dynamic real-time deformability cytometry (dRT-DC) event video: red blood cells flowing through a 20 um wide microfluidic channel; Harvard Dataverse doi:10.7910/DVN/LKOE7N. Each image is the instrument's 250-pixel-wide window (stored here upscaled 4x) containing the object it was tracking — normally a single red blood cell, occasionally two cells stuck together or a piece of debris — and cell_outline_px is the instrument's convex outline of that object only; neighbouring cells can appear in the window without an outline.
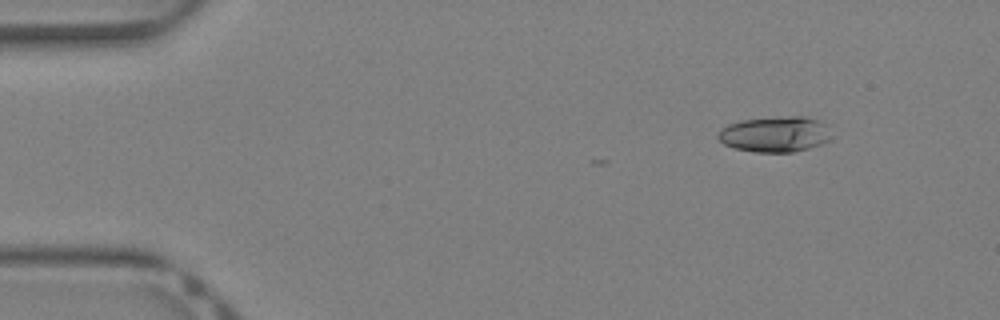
{"species": "Egyptian fruit bat (a non-hibernating species)", "species_latin": "Rousettus aegyptiacus", "temperature_condition": "warm", "stored_images_in_passage": 28, "camera_frame_rate_fps": 3000, "um_per_image_px": 0.085, "animal": {"sex": "female"}, "frame": {"image": 1, "passage_image": 1, "time_ms": 0.0, "image_size_px": [1000, 320], "cell_outline_px": [[832, 140], [808, 148], [792, 152], [752, 152], [736, 148], [724, 144], [716, 136], [720, 128], [728, 124], [740, 120], [788, 116], [804, 116], [816, 120], [824, 124], [832, 136]], "centroid_in_image_um": [65.85, 11.41], "position_along_channel_um": 19.1, "area_um2": 23.52}}
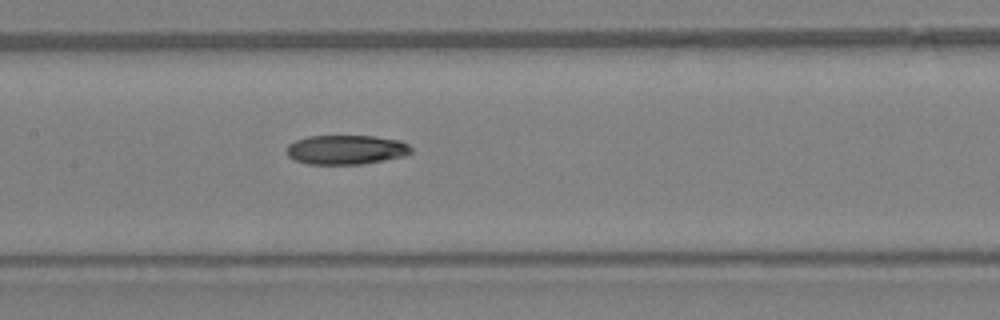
{"frame": {"image": 2, "passage_image": 16, "time_ms": 5.0, "image_size_px": [1000, 320], "cell_outline_px": [[412, 152], [404, 156], [360, 164], [308, 164], [296, 160], [288, 156], [288, 144], [296, 140], [308, 136], [372, 136], [400, 140], [408, 144], [412, 148]], "centroid_in_image_um": [29.43, 12.72], "position_along_channel_um": 178.0, "area_um2": 21.15}}
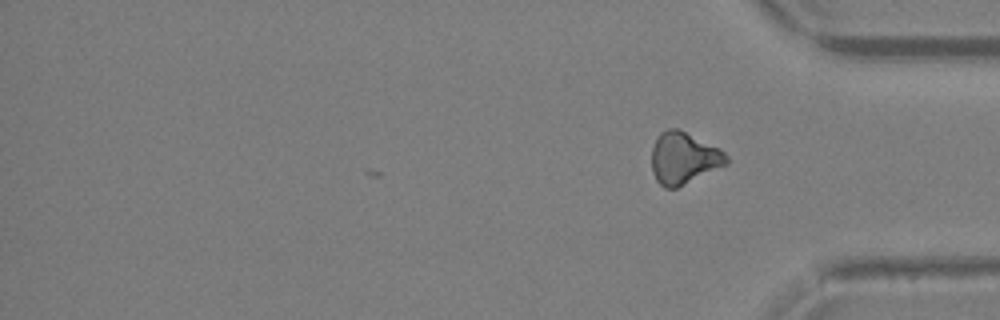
{"frame": {"image": 3, "passage_image": 28, "time_ms": 9.0, "image_size_px": [1000, 320], "cell_outline_px": [[728, 164], [676, 188], [664, 188], [656, 180], [652, 172], [652, 148], [656, 136], [660, 132], [668, 128], [680, 128], [720, 148], [728, 156]], "centroid_in_image_um": [58.11, 13.41], "position_along_channel_um": 377.1, "area_um2": 22.89}}